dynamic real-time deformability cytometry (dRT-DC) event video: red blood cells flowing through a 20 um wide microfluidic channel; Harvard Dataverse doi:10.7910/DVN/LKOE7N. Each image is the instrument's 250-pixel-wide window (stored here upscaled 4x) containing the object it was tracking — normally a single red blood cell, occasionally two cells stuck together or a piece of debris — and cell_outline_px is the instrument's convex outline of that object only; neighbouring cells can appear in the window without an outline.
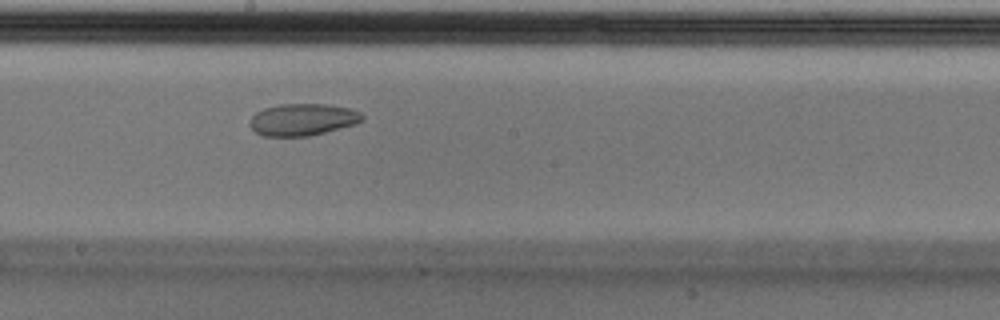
{"species": "Egyptian fruit bat (a non-hibernating species)", "species_latin": "Rousettus aegyptiacus", "temperature_condition": "cold", "stored_images_in_passage": 37, "camera_frame_rate_fps": 3000, "um_per_image_px": 0.085, "animal": {"sex": "male"}, "frame": {"image": 1, "passage_image": 22, "time_ms": 7.0, "image_size_px": [1000, 320], "cell_outline_px": [[364, 120], [356, 124], [308, 136], [264, 136], [256, 132], [248, 124], [248, 120], [256, 112], [264, 108], [280, 104], [328, 104], [348, 108], [360, 112], [364, 116]], "centroid_in_image_um": [25.71, 10.16], "position_along_channel_um": 222.5, "area_um2": 20.98}}